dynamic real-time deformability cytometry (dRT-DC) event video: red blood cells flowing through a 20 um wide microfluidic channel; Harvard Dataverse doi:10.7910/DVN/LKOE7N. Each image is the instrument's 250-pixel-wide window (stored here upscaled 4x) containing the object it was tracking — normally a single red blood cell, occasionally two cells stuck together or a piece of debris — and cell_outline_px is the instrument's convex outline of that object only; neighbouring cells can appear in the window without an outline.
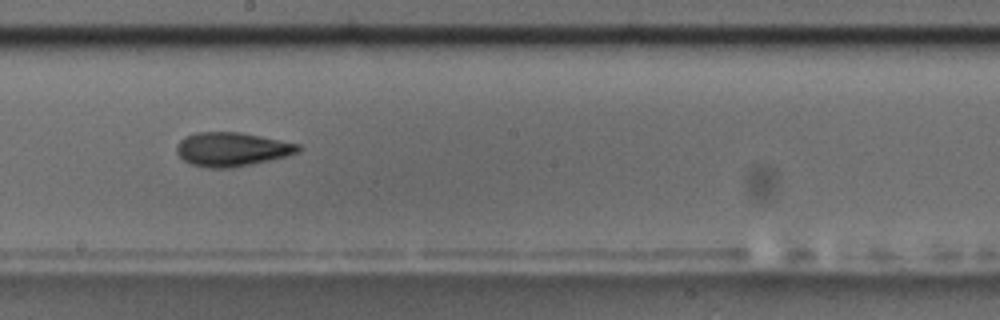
{"species": "common noctule bat (a hibernating species)", "species_latin": "Nyctalus noctula", "temperature_condition": "room temperature", "stored_images_in_passage": 10, "camera_frame_rate_fps": 3000, "um_per_image_px": 0.085, "animal": {"sex": "male", "body_mass_g": 17.5, "forearm_length_mm": 52.3}, "frame": {"image": 1, "passage_image": 9, "time_ms": 10.0, "image_size_px": [1000, 320], "cell_outline_px": [[300, 152], [288, 156], [252, 164], [232, 168], [208, 168], [192, 164], [184, 160], [176, 152], [176, 144], [184, 136], [196, 132], [240, 132], [300, 144]], "centroid_in_image_um": [19.7, 12.69], "position_along_channel_um": 228.5, "area_um2": 24.16}}
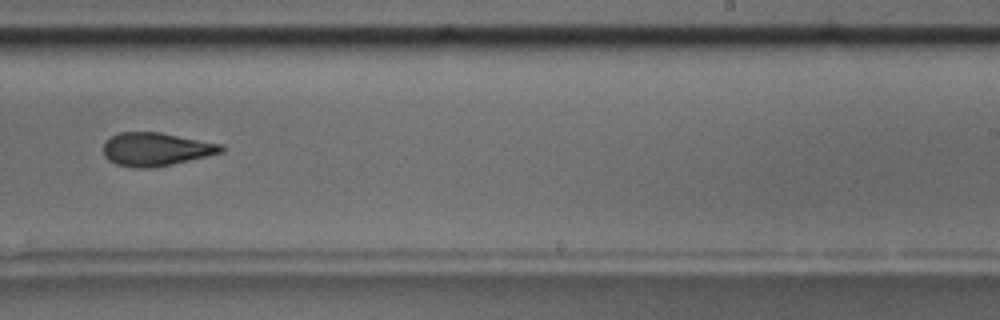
{"frame": {"image": 2, "passage_image": 10, "time_ms": 11.333, "image_size_px": [1000, 320], "cell_outline_px": [[224, 152], [172, 164], [148, 168], [132, 168], [116, 164], [108, 160], [104, 156], [104, 140], [120, 132], [160, 132], [224, 144]], "centroid_in_image_um": [13.26, 12.68], "position_along_channel_um": 275.7, "area_um2": 23.0}}